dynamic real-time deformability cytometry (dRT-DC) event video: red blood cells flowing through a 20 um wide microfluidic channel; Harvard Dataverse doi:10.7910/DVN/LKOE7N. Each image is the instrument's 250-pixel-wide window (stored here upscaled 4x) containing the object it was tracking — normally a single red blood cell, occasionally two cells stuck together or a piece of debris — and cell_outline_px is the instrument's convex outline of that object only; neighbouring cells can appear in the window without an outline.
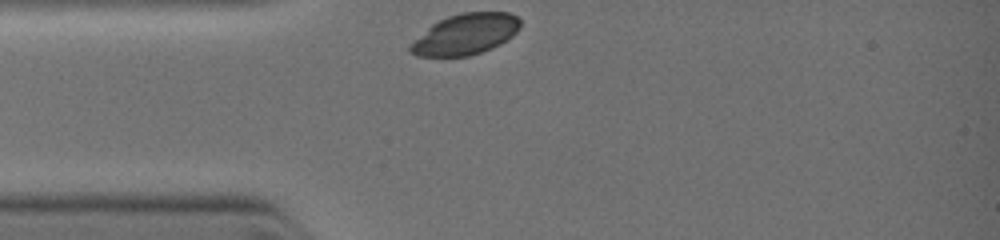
{"species": "common noctule bat (a hibernating species)", "species_latin": "Nyctalus noctula", "temperature_condition": "warm", "stored_images_in_passage": 36, "camera_frame_rate_fps": 3000, "um_per_image_px": 0.085, "animal": {"sex": "female", "body_mass_g": 19.0, "forearm_length_mm": 51.5}, "frame": {"image": 1, "passage_image": 1, "time_ms": 0.0, "image_size_px": [1000, 240], "cell_outline_px": [[520, 28], [512, 36], [500, 44], [492, 48], [468, 56], [416, 56], [408, 52], [408, 48], [432, 24], [448, 16], [464, 12], [508, 12], [516, 16], [520, 20]], "centroid_in_image_um": [39.59, 2.91], "position_along_channel_um": 45.4, "area_um2": 25.84}}
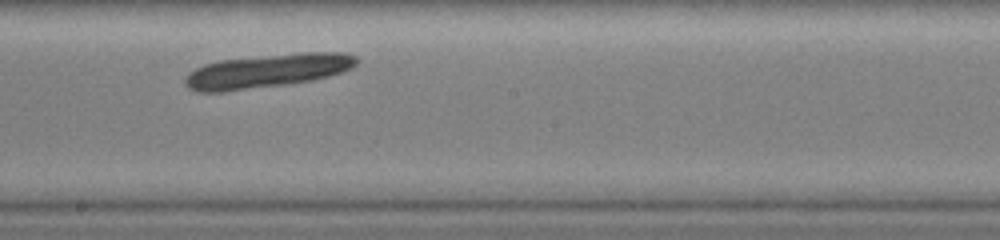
{"frame": {"image": 2, "passage_image": 21, "time_ms": 3.667, "image_size_px": [1000, 240], "cell_outline_px": [[360, 60], [352, 68], [328, 76], [312, 80], [284, 84], [220, 92], [200, 92], [188, 88], [184, 84], [184, 80], [196, 68], [204, 64], [220, 60], [300, 52], [348, 52], [356, 56]], "centroid_in_image_um": [22.76, 6.01], "position_along_channel_um": 225.4, "area_um2": 33.47}}
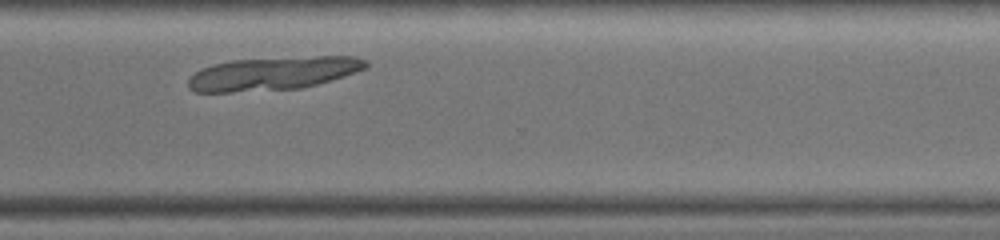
{"frame": {"image": 3, "passage_image": 35, "time_ms": 6.0, "image_size_px": [1000, 240], "cell_outline_px": [[368, 68], [332, 80], [300, 88], [232, 92], [196, 92], [188, 88], [188, 80], [196, 72], [212, 64], [232, 60], [316, 56], [356, 56], [368, 60]], "centroid_in_image_um": [23.26, 6.23], "position_along_channel_um": 347.3, "area_um2": 34.39}}